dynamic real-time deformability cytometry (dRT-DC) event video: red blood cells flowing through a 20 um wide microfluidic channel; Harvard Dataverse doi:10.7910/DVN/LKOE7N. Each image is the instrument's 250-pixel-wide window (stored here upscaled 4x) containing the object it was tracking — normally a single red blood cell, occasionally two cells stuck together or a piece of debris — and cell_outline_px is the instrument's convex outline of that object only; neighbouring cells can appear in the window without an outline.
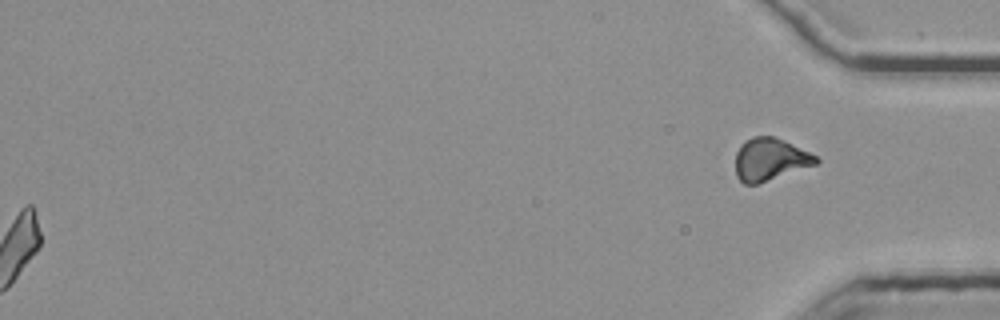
{"species": "common noctule bat (a hibernating species)", "species_latin": "Nyctalus noctula", "temperature_condition": "room temperature", "stored_images_in_passage": 45, "segment_of_instrument_passage": [3, 3], "camera_frame_rate_fps": 3000, "um_per_image_px": 0.085, "animal": {"sex": "female", "body_mass_g": 25.1}, "frame": {"image": 1, "passage_image": 45, "time_ms": 14.667, "image_size_px": [1000, 320], "cell_outline_px": [[820, 160], [816, 164], [756, 184], [744, 184], [736, 176], [736, 152], [740, 144], [744, 140], [752, 136], [772, 136], [784, 140], [816, 156]], "centroid_in_image_um": [65.41, 13.53], "position_along_channel_um": 369.8, "area_um2": 19.71}}